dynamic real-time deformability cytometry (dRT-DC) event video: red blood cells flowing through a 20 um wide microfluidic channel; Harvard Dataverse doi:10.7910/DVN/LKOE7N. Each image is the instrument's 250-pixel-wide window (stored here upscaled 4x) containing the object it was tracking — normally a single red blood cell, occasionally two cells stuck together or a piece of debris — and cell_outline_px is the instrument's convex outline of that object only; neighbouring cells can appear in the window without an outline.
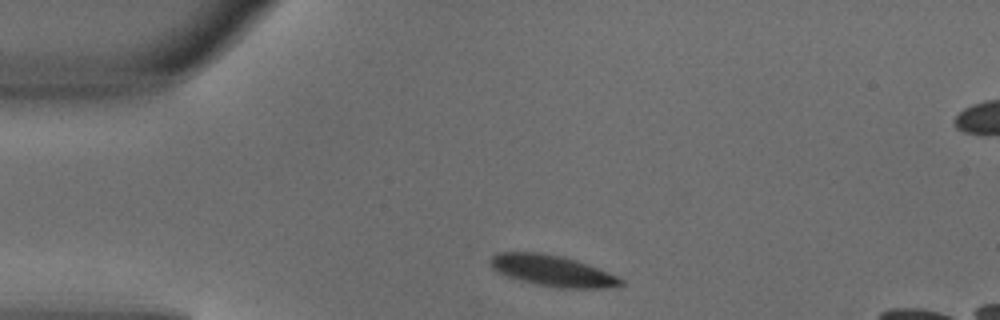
{"species": "common noctule bat (a hibernating species)", "species_latin": "Nyctalus noctula", "temperature_condition": "warm", "stored_images_in_passage": 4, "camera_frame_rate_fps": 3000, "um_per_image_px": 0.085, "animal": {"sex": "male", "body_mass_g": 18.8}, "frame": {"image": 1, "passage_image": 1, "time_ms": 0.0, "image_size_px": [1000, 320], "cell_outline_px": [[624, 284], [608, 288], [556, 288], [536, 284], [508, 276], [496, 272], [492, 268], [488, 260], [496, 252], [540, 252], [560, 256], [576, 260], [588, 264], [608, 272], [624, 280]], "centroid_in_image_um": [46.93, 23.01], "position_along_channel_um": 38.1, "area_um2": 23.64}}
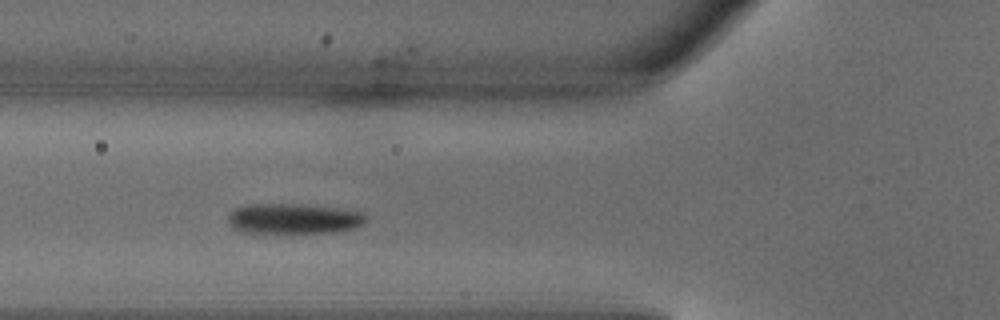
{"frame": {"image": 2, "passage_image": 3, "time_ms": 0.667, "image_size_px": [1000, 320], "cell_outline_px": [[368, 220], [364, 224], [356, 228], [332, 232], [244, 232], [236, 228], [228, 220], [228, 216], [236, 208], [248, 204], [300, 204], [336, 208], [364, 212], [368, 216]], "centroid_in_image_um": [25.05, 18.57], "position_along_channel_um": 100.7, "area_um2": 24.1}}
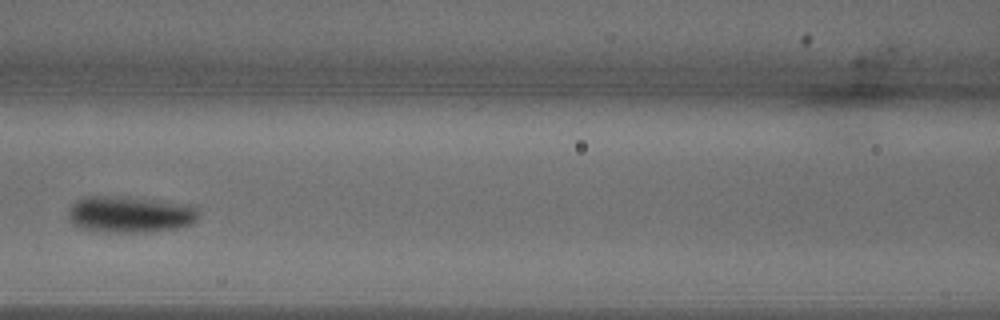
{"frame": {"image": 3, "passage_image": 4, "time_ms": 1.0, "image_size_px": [1000, 320], "cell_outline_px": [[200, 216], [192, 224], [176, 228], [152, 232], [100, 232], [80, 228], [72, 224], [68, 216], [68, 212], [72, 204], [76, 200], [84, 196], [112, 196], [156, 200], [188, 204], [196, 208], [200, 212]], "centroid_in_image_um": [11.04, 18.23], "position_along_channel_um": 155.6, "area_um2": 27.98}}